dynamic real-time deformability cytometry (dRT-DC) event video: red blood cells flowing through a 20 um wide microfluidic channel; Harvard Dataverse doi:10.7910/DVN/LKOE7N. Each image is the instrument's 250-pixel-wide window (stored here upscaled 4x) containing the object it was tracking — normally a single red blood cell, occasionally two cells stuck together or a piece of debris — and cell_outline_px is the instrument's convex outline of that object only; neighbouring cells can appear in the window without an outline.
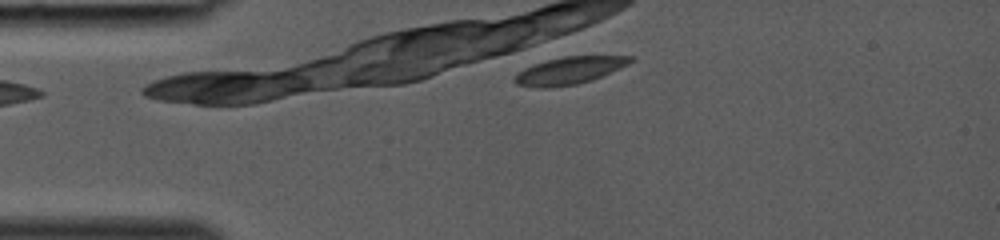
{"species": "common noctule bat (a hibernating species)", "species_latin": "Nyctalus noctula", "temperature_condition": "room temperature", "stored_images_in_passage": 1, "camera_frame_rate_fps": 3000, "um_per_image_px": 0.085, "animal": {"sex": "female", "body_mass_g": 19.0, "forearm_length_mm": 53.3}, "frame": {"image": 1, "passage_image": 1, "time_ms": 0.0, "image_size_px": [1000, 240], "cell_outline_px": [[636, 60], [620, 68], [600, 76], [576, 84], [552, 88], [536, 88], [516, 84], [512, 80], [524, 68], [548, 60], [564, 56], [636, 56]], "centroid_in_image_um": [48.41, 6.0], "position_along_channel_um": 36.6, "area_um2": 18.21}}